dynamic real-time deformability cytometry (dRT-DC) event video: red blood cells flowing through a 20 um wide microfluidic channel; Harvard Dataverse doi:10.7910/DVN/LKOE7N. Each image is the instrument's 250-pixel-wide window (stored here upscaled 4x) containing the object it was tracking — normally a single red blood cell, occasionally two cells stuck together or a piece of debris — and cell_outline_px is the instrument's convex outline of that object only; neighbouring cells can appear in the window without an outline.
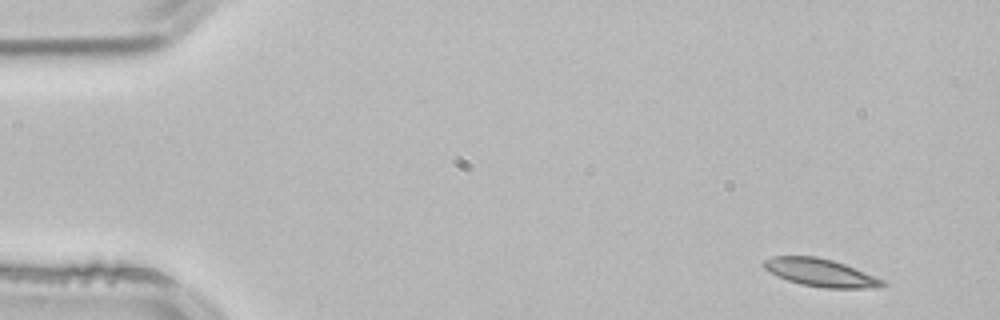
{"species": "common noctule bat (a hibernating species)", "species_latin": "Nyctalus noctula", "temperature_condition": "room temperature", "stored_images_in_passage": 3, "camera_frame_rate_fps": 3000, "um_per_image_px": 0.085, "animal": {"sex": "male", "body_mass_g": 21.5, "forearm_length_mm": 52.0}, "frame": {"image": 1, "passage_image": 1, "time_ms": 0.0, "image_size_px": [1000, 320], "cell_outline_px": [[888, 284], [876, 288], [824, 288], [800, 284], [788, 280], [768, 272], [764, 268], [764, 260], [772, 256], [816, 256], [832, 260], [844, 264], [884, 280]], "centroid_in_image_um": [69.74, 23.18], "position_along_channel_um": 15.3, "area_um2": 19.13}}
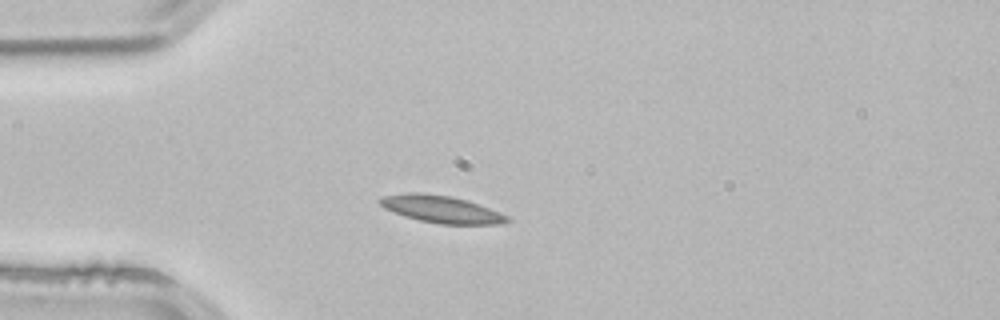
{"frame": {"image": 2, "passage_image": 3, "time_ms": 0.667, "image_size_px": [1000, 320], "cell_outline_px": [[512, 220], [500, 224], [440, 224], [420, 220], [404, 216], [384, 208], [376, 200], [384, 196], [408, 192], [416, 192], [452, 196], [468, 200], [508, 216]], "centroid_in_image_um": [37.49, 17.78], "position_along_channel_um": 47.5, "area_um2": 20.11}}